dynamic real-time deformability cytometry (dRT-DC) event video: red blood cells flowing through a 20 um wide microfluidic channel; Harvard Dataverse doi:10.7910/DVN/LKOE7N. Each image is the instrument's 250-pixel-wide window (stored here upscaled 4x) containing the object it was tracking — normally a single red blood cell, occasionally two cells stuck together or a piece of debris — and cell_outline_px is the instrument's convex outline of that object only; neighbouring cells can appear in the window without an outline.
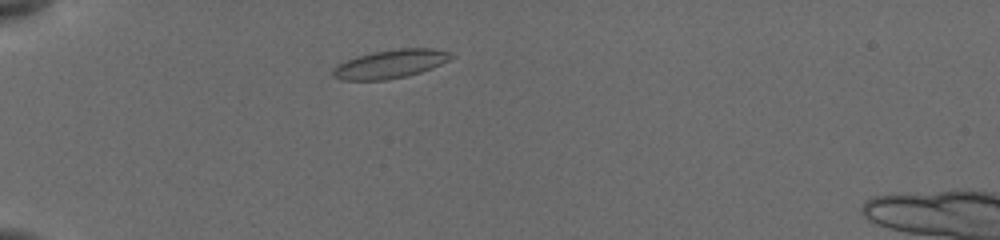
{"species": "common noctule bat (a hibernating species)", "species_latin": "Nyctalus noctula", "temperature_condition": "cold", "stored_images_in_passage": 6, "camera_frame_rate_fps": 3000, "um_per_image_px": 0.085, "animal": {"sex": "female", "body_mass_g": 19.5, "forearm_length_mm": 54.1}, "frame": {"image": 1, "passage_image": 3, "time_ms": 0.667, "image_size_px": [1000, 240], "cell_outline_px": [[456, 56], [432, 68], [420, 72], [388, 80], [344, 80], [332, 76], [332, 68], [336, 64], [344, 60], [356, 56], [372, 52], [400, 48], [432, 48], [452, 52]], "centroid_in_image_um": [33.16, 5.43], "position_along_channel_um": 51.8, "area_um2": 19.83}}